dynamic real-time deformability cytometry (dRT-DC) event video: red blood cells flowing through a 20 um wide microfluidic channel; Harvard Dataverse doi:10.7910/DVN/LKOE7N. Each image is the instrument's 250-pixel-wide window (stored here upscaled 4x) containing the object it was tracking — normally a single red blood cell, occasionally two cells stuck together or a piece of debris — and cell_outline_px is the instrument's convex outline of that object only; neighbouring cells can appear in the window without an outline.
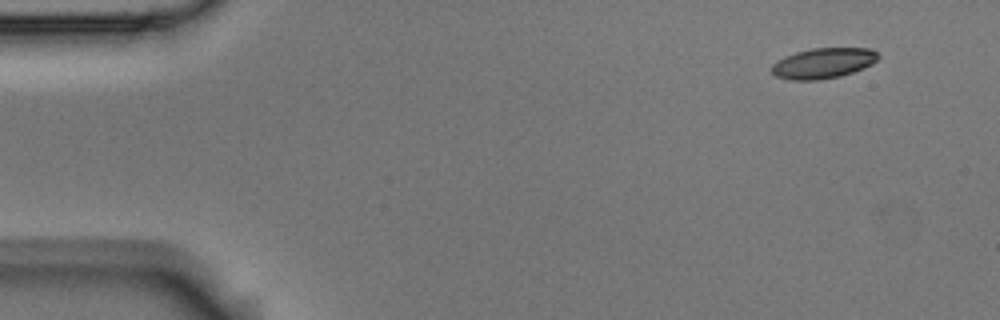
{"species": "Egyptian fruit bat (a non-hibernating species)", "species_latin": "Rousettus aegyptiacus", "temperature_condition": "room temperature", "stored_images_in_passage": 5, "camera_frame_rate_fps": 3000, "um_per_image_px": 0.085, "animal": {"sex": "male"}, "frame": {"image": 1, "passage_image": 1, "time_ms": 0.0, "image_size_px": [1000, 320], "cell_outline_px": [[880, 56], [872, 64], [852, 72], [840, 76], [816, 80], [792, 80], [776, 76], [772, 72], [772, 64], [776, 60], [784, 56], [796, 52], [812, 48], [872, 48]], "centroid_in_image_um": [69.96, 5.36], "position_along_channel_um": 15.0, "area_um2": 18.84}}
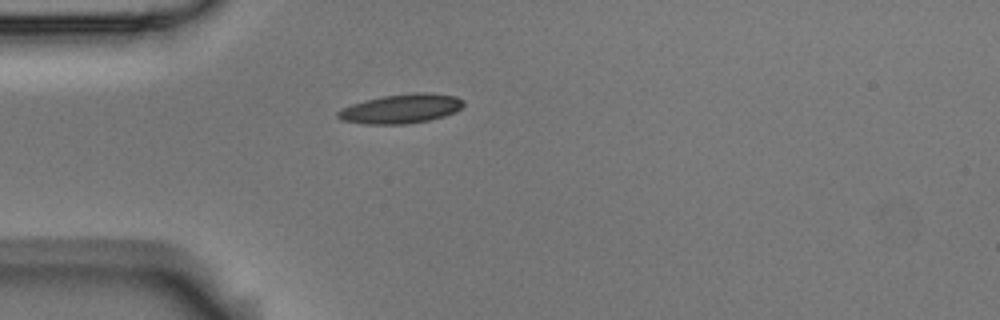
{"frame": {"image": 2, "passage_image": 4, "time_ms": 1.0, "image_size_px": [1000, 320], "cell_outline_px": [[464, 104], [456, 112], [444, 116], [428, 120], [404, 124], [368, 124], [340, 120], [336, 116], [336, 112], [352, 104], [364, 100], [380, 96], [412, 92], [428, 92], [456, 96], [464, 100]], "centroid_in_image_um": [34.1, 9.22], "position_along_channel_um": 50.9, "area_um2": 21.56}}